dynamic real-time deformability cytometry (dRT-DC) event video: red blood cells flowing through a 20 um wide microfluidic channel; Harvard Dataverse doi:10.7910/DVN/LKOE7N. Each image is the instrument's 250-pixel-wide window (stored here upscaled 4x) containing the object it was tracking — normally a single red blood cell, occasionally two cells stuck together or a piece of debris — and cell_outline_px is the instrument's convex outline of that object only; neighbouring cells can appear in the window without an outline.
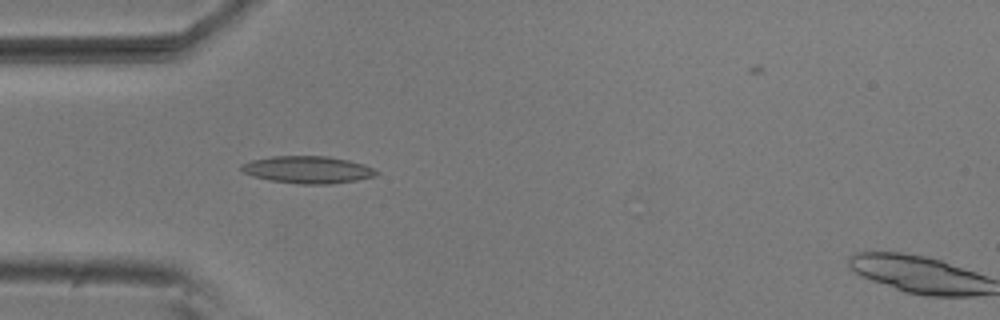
{"species": "common noctule bat (a hibernating species)", "species_latin": "Nyctalus noctula", "temperature_condition": "room temperature", "stored_images_in_passage": 4, "camera_frame_rate_fps": 3000, "um_per_image_px": 0.085, "animal": {"sex": "male", "body_mass_g": 20.5, "forearm_length_mm": 52.5}, "frame": {"image": 1, "passage_image": 3, "time_ms": 0.667, "image_size_px": [1000, 320], "cell_outline_px": [[380, 172], [376, 176], [356, 180], [332, 184], [300, 184], [272, 180], [252, 176], [244, 172], [240, 168], [240, 164], [252, 160], [272, 156], [328, 156], [348, 160], [364, 164]], "centroid_in_image_um": [26.17, 14.42], "position_along_channel_um": 58.8, "area_um2": 21.39}}